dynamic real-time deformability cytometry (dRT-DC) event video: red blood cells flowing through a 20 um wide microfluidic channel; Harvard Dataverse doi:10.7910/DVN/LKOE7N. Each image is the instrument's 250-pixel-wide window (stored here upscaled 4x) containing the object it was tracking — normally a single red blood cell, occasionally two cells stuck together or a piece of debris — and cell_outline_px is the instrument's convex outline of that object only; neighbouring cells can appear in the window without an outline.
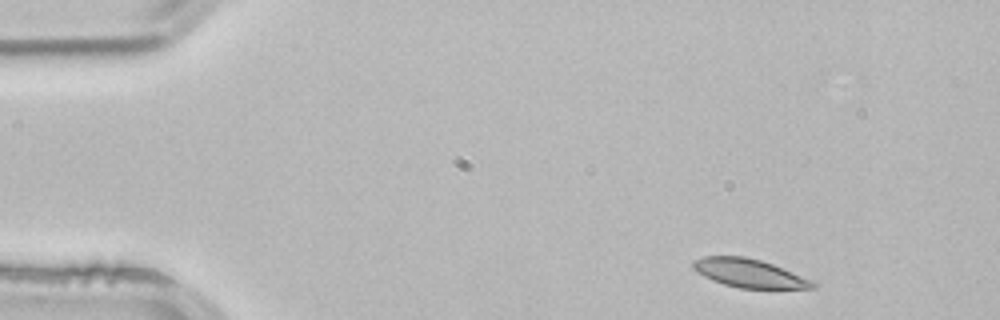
{"species": "common noctule bat (a hibernating species)", "species_latin": "Nyctalus noctula", "temperature_condition": "room temperature", "stored_images_in_passage": 2, "camera_frame_rate_fps": 3000, "um_per_image_px": 0.085, "animal": {"sex": "male", "body_mass_g": 21.5, "forearm_length_mm": 52.0}, "frame": {"image": 1, "passage_image": 1, "time_ms": 0.0, "image_size_px": [1000, 320], "cell_outline_px": [[816, 288], [740, 288], [724, 284], [712, 280], [696, 272], [692, 268], [692, 260], [704, 256], [744, 256], [760, 260], [772, 264], [812, 280], [816, 284]], "centroid_in_image_um": [63.63, 23.21], "position_along_channel_um": 21.4, "area_um2": 19.71}}
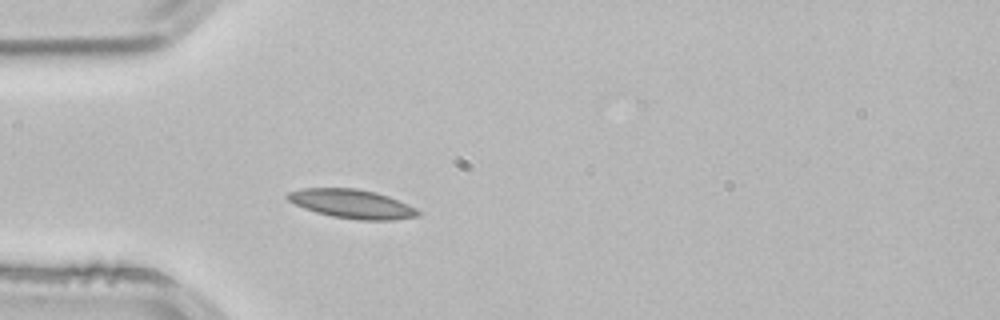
{"frame": {"image": 2, "passage_image": 2, "time_ms": 0.333, "image_size_px": [1000, 320], "cell_outline_px": [[420, 216], [392, 220], [356, 220], [332, 216], [316, 212], [304, 208], [288, 200], [284, 196], [288, 192], [300, 188], [356, 188], [376, 192], [388, 196], [408, 204], [416, 208], [420, 212]], "centroid_in_image_um": [29.91, 17.32], "position_along_channel_um": 55.1, "area_um2": 22.08}}